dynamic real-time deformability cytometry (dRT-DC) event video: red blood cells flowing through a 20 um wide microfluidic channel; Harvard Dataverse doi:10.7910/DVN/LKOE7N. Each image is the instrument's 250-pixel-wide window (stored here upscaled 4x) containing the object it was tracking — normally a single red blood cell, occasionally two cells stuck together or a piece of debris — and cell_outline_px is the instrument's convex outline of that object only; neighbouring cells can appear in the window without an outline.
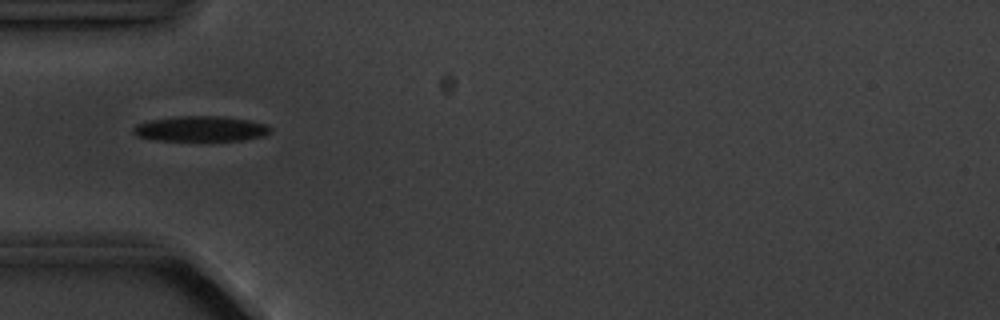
{"species": "common noctule bat (a hibernating species)", "species_latin": "Nyctalus noctula", "temperature_condition": "cold", "stored_images_in_passage": 15, "camera_frame_rate_fps": 3000, "um_per_image_px": 0.085, "animal": {"sex": "male", "body_mass_g": 20.1, "forearm_length_mm": 53.5}, "frame": {"image": 1, "passage_image": 5, "time_ms": 5.667, "image_size_px": [1000, 320], "cell_outline_px": [[272, 128], [264, 136], [240, 140], [156, 140], [136, 136], [132, 132], [132, 128], [136, 124], [148, 120], [176, 116], [224, 116], [248, 120], [264, 124]], "centroid_in_image_um": [17.0, 10.93], "position_along_channel_um": 68.0, "area_um2": 20.17}}
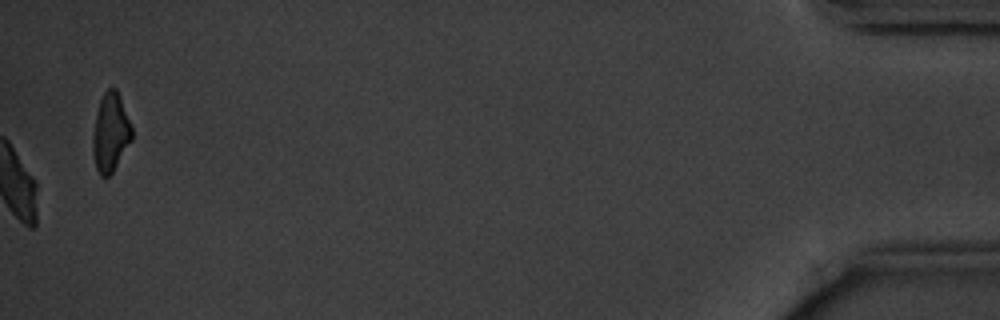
{"frame": {"image": 2, "passage_image": 15, "time_ms": 18.0, "image_size_px": [1000, 320], "cell_outline_px": [[132, 140], [112, 172], [108, 176], [100, 176], [96, 168], [92, 152], [92, 136], [96, 112], [100, 100], [104, 92], [108, 88], [116, 88], [132, 128]], "centroid_in_image_um": [9.37, 11.27], "position_along_channel_um": 425.8, "area_um2": 17.74}, "authors_computed_cell_mechanics": {"area_um2": 20.8658, "velocity_mm_per_s": 3.6118, "shape_relaxation_time_tau1_ms": 2.0108, "shape_relaxation_time_tau2_ms": null, "deformation_change_tau1": 0.0796, "deformation_change_tau2": null}}